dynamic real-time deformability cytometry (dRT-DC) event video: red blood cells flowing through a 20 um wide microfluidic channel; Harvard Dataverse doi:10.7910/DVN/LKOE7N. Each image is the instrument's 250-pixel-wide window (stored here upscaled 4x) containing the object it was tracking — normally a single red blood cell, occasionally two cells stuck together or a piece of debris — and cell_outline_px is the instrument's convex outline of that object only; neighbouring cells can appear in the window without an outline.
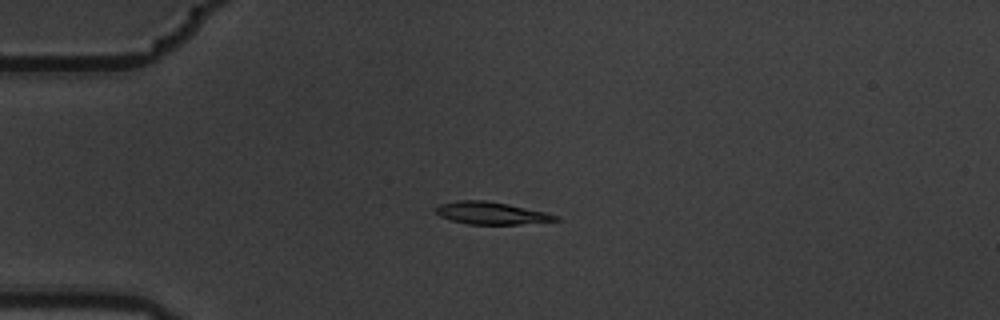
{"species": "common noctule bat (a hibernating species)", "species_latin": "Nyctalus noctula", "temperature_condition": "warm", "stored_images_in_passage": 6, "camera_frame_rate_fps": 3000, "um_per_image_px": 0.085, "animal": {"sex": "male", "body_mass_g": 19.5, "forearm_length_mm": 54.6}, "frame": {"image": 1, "passage_image": 4, "time_ms": 1.0, "image_size_px": [1000, 320], "cell_outline_px": [[560, 220], [520, 224], [468, 224], [452, 220], [440, 216], [432, 208], [440, 204], [460, 200], [484, 200], [508, 204], [544, 212], [560, 216]], "centroid_in_image_um": [41.73, 18.11], "position_along_channel_um": 43.3, "area_um2": 15.49}}
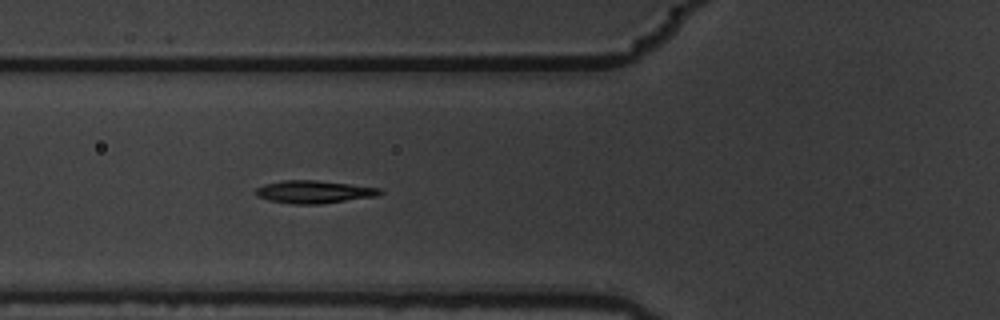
{"frame": {"image": 2, "passage_image": 6, "time_ms": 1.667, "image_size_px": [1000, 320], "cell_outline_px": [[384, 192], [376, 196], [320, 204], [292, 204], [268, 200], [256, 196], [252, 192], [256, 188], [264, 184], [284, 180], [316, 180], [380, 188]], "centroid_in_image_um": [26.63, 16.31], "position_along_channel_um": 99.2, "area_um2": 16.47}}